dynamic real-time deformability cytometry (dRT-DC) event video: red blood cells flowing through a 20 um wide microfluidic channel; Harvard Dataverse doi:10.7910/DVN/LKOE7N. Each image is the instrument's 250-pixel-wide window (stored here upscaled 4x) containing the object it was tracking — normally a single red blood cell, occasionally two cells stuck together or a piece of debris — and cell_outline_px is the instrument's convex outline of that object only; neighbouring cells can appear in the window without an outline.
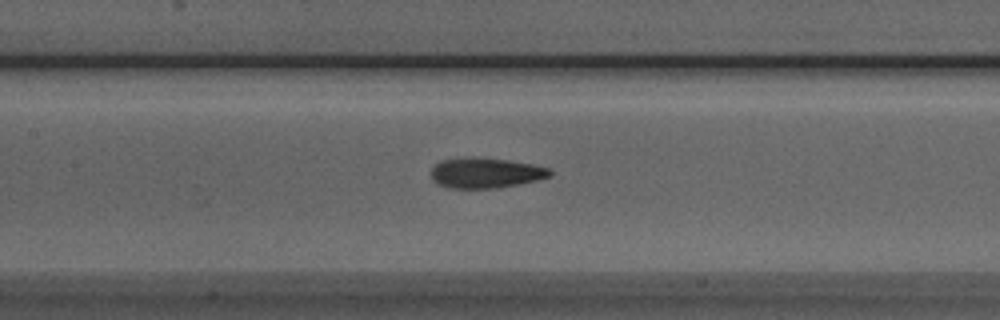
{"species": "Egyptian fruit bat (a non-hibernating species)", "species_latin": "Rousettus aegyptiacus", "temperature_condition": "room temperature", "stored_images_in_passage": 33, "camera_frame_rate_fps": 3000, "um_per_image_px": 0.085, "animal": {"sex": "male"}, "frame": {"image": 1, "passage_image": 10, "time_ms": 3.0, "image_size_px": [1000, 320], "cell_outline_px": [[552, 176], [536, 180], [496, 188], [448, 188], [436, 184], [432, 180], [432, 168], [440, 160], [472, 156], [508, 160], [532, 164], [548, 168], [552, 172]], "centroid_in_image_um": [41.24, 14.69], "position_along_channel_um": 166.2, "area_um2": 21.04}}
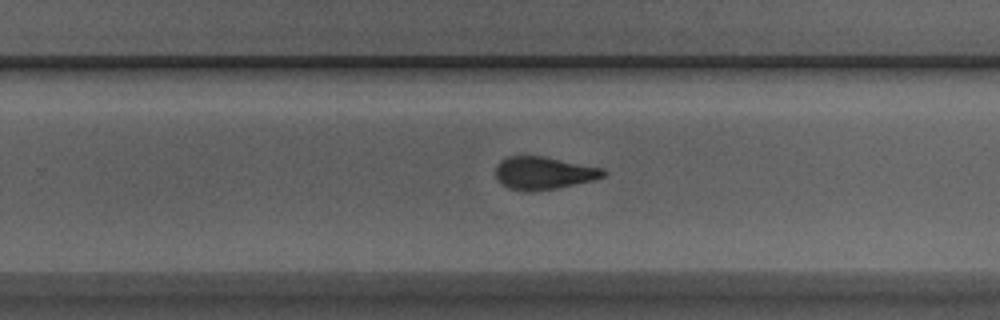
{"frame": {"image": 2, "passage_image": 19, "time_ms": 6.0, "image_size_px": [1000, 320], "cell_outline_px": [[604, 176], [592, 180], [556, 188], [532, 192], [528, 192], [508, 188], [496, 176], [496, 164], [500, 160], [508, 156], [544, 156], [604, 168]], "centroid_in_image_um": [46.19, 14.7], "position_along_channel_um": 283.6, "area_um2": 20.4}}
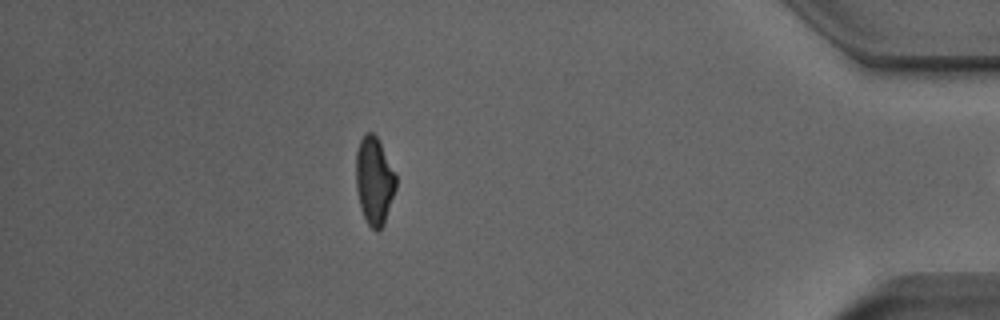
{"frame": {"image": 3, "passage_image": 32, "time_ms": 10.333, "image_size_px": [1000, 320], "cell_outline_px": [[396, 188], [384, 224], [376, 232], [368, 224], [360, 208], [356, 188], [356, 152], [360, 140], [364, 132], [372, 132], [376, 136], [396, 172]], "centroid_in_image_um": [31.81, 15.35], "position_along_channel_um": 403.4, "area_um2": 20.52}}